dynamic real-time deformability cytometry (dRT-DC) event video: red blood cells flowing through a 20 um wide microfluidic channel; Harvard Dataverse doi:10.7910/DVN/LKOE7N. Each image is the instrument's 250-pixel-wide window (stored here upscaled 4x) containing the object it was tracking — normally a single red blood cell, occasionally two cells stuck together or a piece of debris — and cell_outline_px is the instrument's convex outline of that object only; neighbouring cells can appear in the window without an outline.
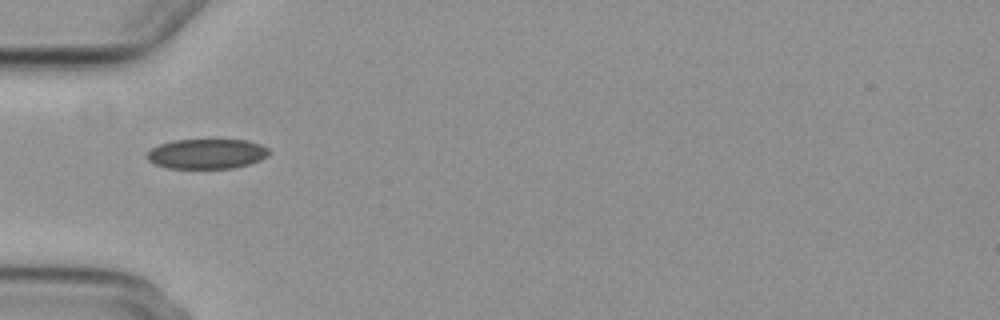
{"species": "common noctule bat (a hibernating species)", "species_latin": "Nyctalus noctula", "temperature_condition": "cold", "stored_images_in_passage": 3, "camera_frame_rate_fps": 3000, "um_per_image_px": 0.085, "animal": {"sex": "female", "body_mass_g": 29.2, "forearm_length_mm": 56.3}, "frame": {"image": 1, "passage_image": 1, "time_ms": 0.0, "image_size_px": [1000, 320], "cell_outline_px": [[272, 152], [268, 156], [260, 160], [248, 164], [232, 168], [168, 168], [156, 164], [148, 160], [144, 156], [152, 148], [160, 144], [172, 140], [248, 140], [260, 144], [268, 148]], "centroid_in_image_um": [17.59, 13.07], "position_along_channel_um": 67.4, "area_um2": 21.33}}
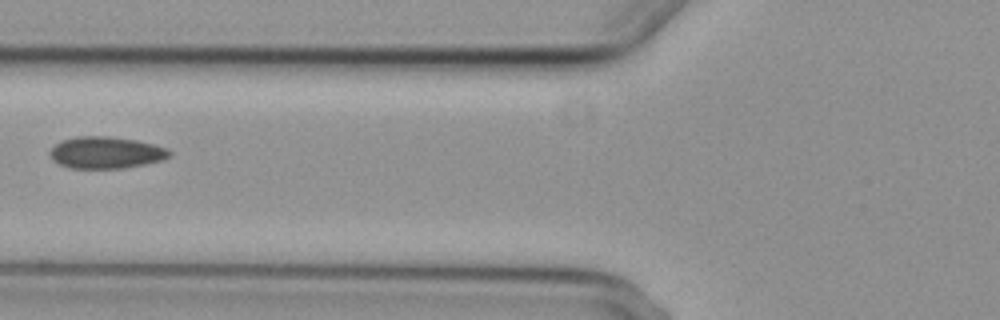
{"frame": {"image": 2, "passage_image": 2, "time_ms": 1.333, "image_size_px": [1000, 320], "cell_outline_px": [[172, 156], [164, 160], [124, 168], [72, 168], [60, 164], [52, 160], [48, 152], [60, 140], [76, 136], [108, 136], [136, 140], [168, 148], [172, 152]], "centroid_in_image_um": [9.02, 12.96], "position_along_channel_um": 116.8, "area_um2": 22.31}}
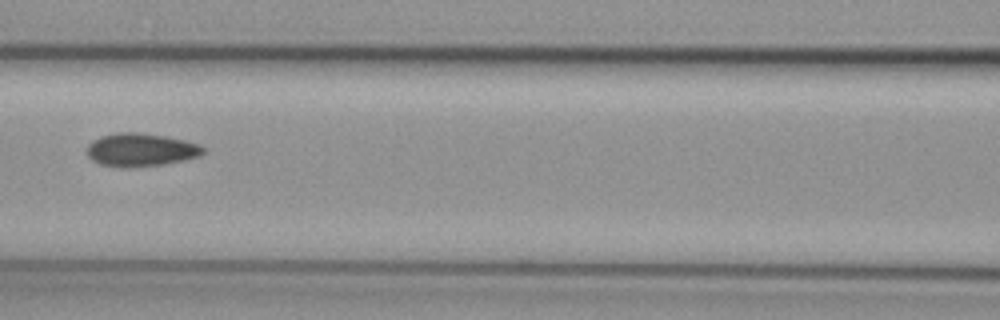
{"frame": {"image": 3, "passage_image": 3, "time_ms": 2.333, "image_size_px": [1000, 320], "cell_outline_px": [[204, 152], [200, 156], [184, 160], [164, 164], [124, 168], [120, 168], [100, 164], [92, 160], [88, 156], [88, 144], [92, 140], [100, 136], [116, 132], [140, 132], [168, 136], [200, 144], [204, 148]], "centroid_in_image_um": [11.96, 12.73], "position_along_channel_um": 154.6, "area_um2": 22.72}}